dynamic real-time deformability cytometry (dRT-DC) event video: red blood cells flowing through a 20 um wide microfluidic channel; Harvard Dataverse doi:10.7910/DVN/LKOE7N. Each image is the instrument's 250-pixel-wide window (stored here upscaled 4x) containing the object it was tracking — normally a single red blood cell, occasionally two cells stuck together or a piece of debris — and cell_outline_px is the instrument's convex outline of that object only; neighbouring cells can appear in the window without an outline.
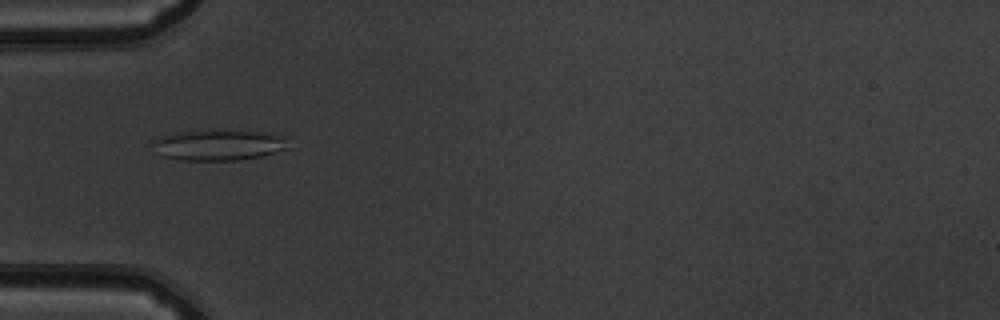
{"species": "common noctule bat (a hibernating species)", "species_latin": "Nyctalus noctula", "temperature_condition": "warm", "stored_images_in_passage": 52, "camera_frame_rate_fps": 3000, "um_per_image_px": 0.085, "animal": {"sex": "male", "body_mass_g": 19.5, "forearm_length_mm": 54.6}, "frame": {"image": 1, "passage_image": 17, "time_ms": 5.333, "image_size_px": [1000, 320], "cell_outline_px": [[288, 148], [260, 156], [240, 160], [180, 160], [160, 156], [152, 140], [164, 136], [192, 132], [256, 132], [288, 136]], "centroid_in_image_um": [18.64, 12.37], "position_along_channel_um": 66.4, "area_um2": 23.24}}
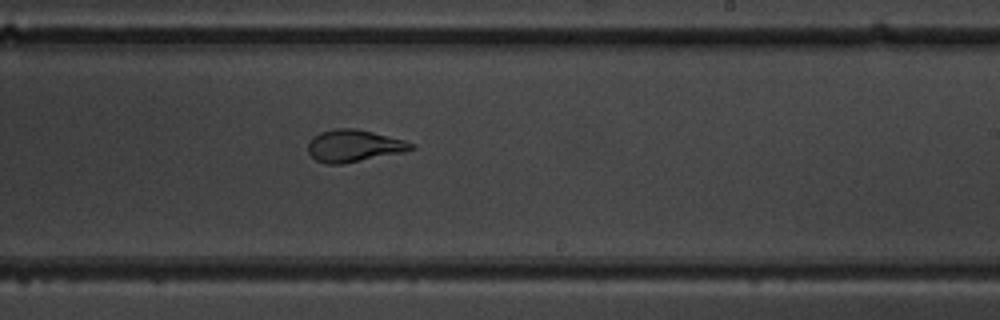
{"frame": {"image": 2, "passage_image": 32, "time_ms": 10.333, "image_size_px": [1000, 320], "cell_outline_px": [[416, 148], [404, 152], [340, 164], [324, 164], [316, 160], [308, 152], [308, 144], [312, 136], [320, 132], [336, 128], [356, 128], [404, 140], [416, 144]], "centroid_in_image_um": [30.08, 12.39], "position_along_channel_um": 258.9, "area_um2": 19.31}}
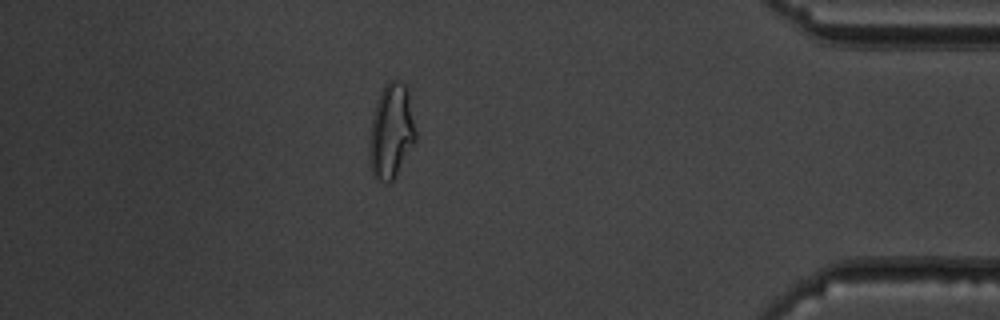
{"frame": {"image": 3, "passage_image": 46, "time_ms": 15.0, "image_size_px": [1000, 320], "cell_outline_px": [[416, 140], [392, 180], [388, 184], [376, 180], [372, 176], [368, 164], [368, 144], [372, 116], [380, 92], [384, 84], [388, 80], [396, 80], [404, 84], [408, 88], [416, 132]], "centroid_in_image_um": [33.22, 11.18], "position_along_channel_um": 402.0, "area_um2": 25.95}, "authors_computed_cell_mechanics": {"area_um2": 22.6865, "velocity_mm_per_s": 3.8711, "shape_relaxation_time_tau1_ms": 6.2883, "shape_relaxation_time_tau2_ms": 0.999, "deformation_change_tau1": 0.2417, "deformation_change_tau2": 0.09}}